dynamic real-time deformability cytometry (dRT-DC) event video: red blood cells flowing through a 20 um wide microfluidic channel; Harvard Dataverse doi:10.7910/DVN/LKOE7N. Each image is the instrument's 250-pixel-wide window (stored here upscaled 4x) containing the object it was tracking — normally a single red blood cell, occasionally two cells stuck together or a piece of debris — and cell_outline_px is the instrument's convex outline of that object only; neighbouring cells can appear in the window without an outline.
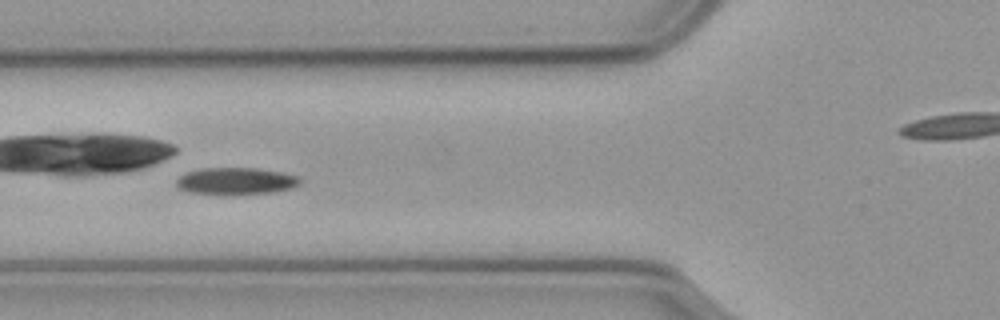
{"species": "common noctule bat (a hibernating species)", "species_latin": "Nyctalus noctula", "temperature_condition": "cold", "stored_images_in_passage": 38, "camera_frame_rate_fps": 3000, "um_per_image_px": 0.085, "animal": {"sex": "male", "body_mass_g": 23.1, "forearm_length_mm": 52.7}, "frame": {"image": 1, "passage_image": 12, "time_ms": 3.667, "image_size_px": [1000, 320], "cell_outline_px": [[300, 184], [292, 188], [272, 192], [188, 192], [180, 188], [176, 184], [176, 180], [180, 176], [188, 172], [200, 168], [256, 168], [280, 172], [296, 176], [300, 180]], "centroid_in_image_um": [20.06, 15.35], "position_along_channel_um": 105.7, "area_um2": 18.44}}
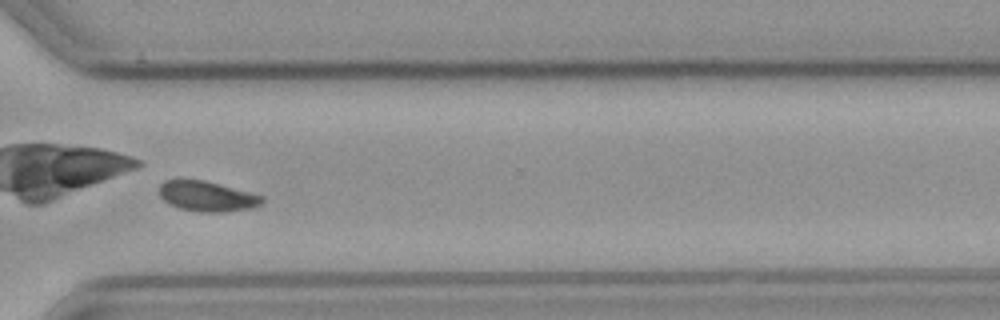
{"frame": {"image": 2, "passage_image": 33, "time_ms": 10.667, "image_size_px": [1000, 320], "cell_outline_px": [[264, 200], [260, 204], [252, 208], [224, 212], [196, 212], [180, 208], [168, 204], [160, 196], [160, 184], [164, 180], [204, 180], [264, 196]], "centroid_in_image_um": [17.59, 16.69], "position_along_channel_um": 353.0, "area_um2": 18.03}}